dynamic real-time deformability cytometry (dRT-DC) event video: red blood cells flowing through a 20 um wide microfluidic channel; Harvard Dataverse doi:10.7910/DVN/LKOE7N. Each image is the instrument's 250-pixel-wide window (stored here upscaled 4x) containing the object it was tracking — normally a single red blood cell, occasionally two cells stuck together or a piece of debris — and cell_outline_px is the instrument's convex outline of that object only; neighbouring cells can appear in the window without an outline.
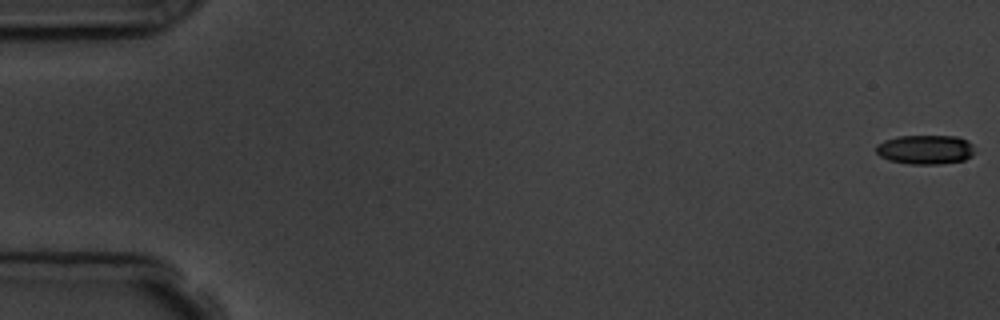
{"species": "common noctule bat (a hibernating species)", "species_latin": "Nyctalus noctula", "temperature_condition": "room temperature", "stored_images_in_passage": 6, "camera_frame_rate_fps": 3000, "um_per_image_px": 0.085, "animal": {"sex": "male", "body_mass_g": 19.5, "forearm_length_mm": 54.6}, "frame": {"image": 1, "passage_image": 1, "time_ms": 0.0, "image_size_px": [1000, 320], "cell_outline_px": [[976, 152], [972, 156], [964, 160], [940, 164], [908, 164], [888, 160], [880, 156], [876, 152], [876, 144], [884, 140], [896, 136], [956, 136], [972, 144]], "centroid_in_image_um": [78.64, 12.72], "position_along_channel_um": 6.4, "area_um2": 16.99}}
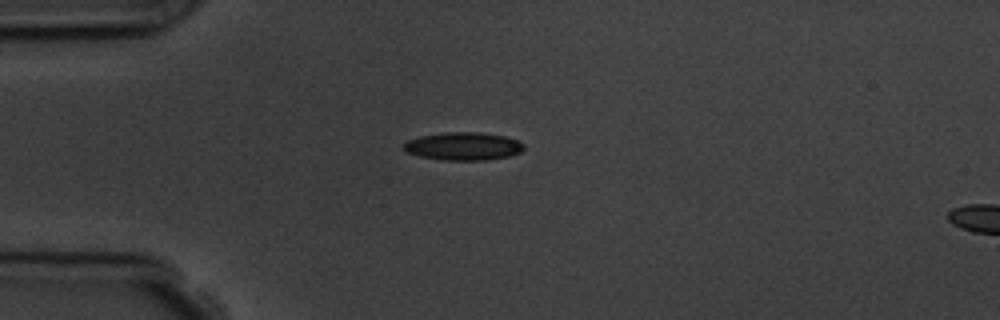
{"frame": {"image": 2, "passage_image": 5, "time_ms": 4.667, "image_size_px": [1000, 320], "cell_outline_px": [[524, 148], [520, 152], [508, 156], [484, 160], [444, 160], [420, 156], [408, 152], [400, 148], [408, 140], [420, 136], [444, 132], [476, 132], [504, 136], [516, 140], [524, 144]], "centroid_in_image_um": [39.35, 12.43], "position_along_channel_um": 45.7, "area_um2": 19.42}}